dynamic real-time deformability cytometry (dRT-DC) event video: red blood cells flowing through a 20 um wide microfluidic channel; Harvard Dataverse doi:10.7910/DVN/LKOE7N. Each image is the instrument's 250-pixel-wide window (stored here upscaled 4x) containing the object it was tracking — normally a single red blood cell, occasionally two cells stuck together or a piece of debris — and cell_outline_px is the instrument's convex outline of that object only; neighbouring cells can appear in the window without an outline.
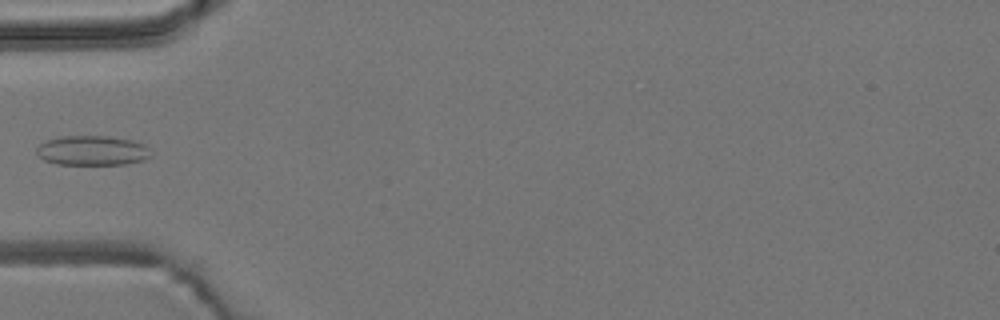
{"species": "common noctule bat (a hibernating species)", "species_latin": "Nyctalus noctula", "temperature_condition": "room temperature", "stored_images_in_passage": 5, "camera_frame_rate_fps": 3000, "um_per_image_px": 0.085, "animal": {"sex": "male", "body_mass_g": 19.2, "forearm_length_mm": 51.8}, "frame": {"image": 1, "passage_image": 5, "time_ms": 5.333, "image_size_px": [1000, 320], "cell_outline_px": [[152, 156], [144, 160], [124, 164], [56, 164], [44, 160], [36, 152], [36, 148], [40, 144], [48, 140], [60, 136], [108, 136], [132, 140], [144, 144], [148, 148]], "centroid_in_image_um": [7.85, 12.79], "position_along_channel_um": 77.1, "area_um2": 19.77}}